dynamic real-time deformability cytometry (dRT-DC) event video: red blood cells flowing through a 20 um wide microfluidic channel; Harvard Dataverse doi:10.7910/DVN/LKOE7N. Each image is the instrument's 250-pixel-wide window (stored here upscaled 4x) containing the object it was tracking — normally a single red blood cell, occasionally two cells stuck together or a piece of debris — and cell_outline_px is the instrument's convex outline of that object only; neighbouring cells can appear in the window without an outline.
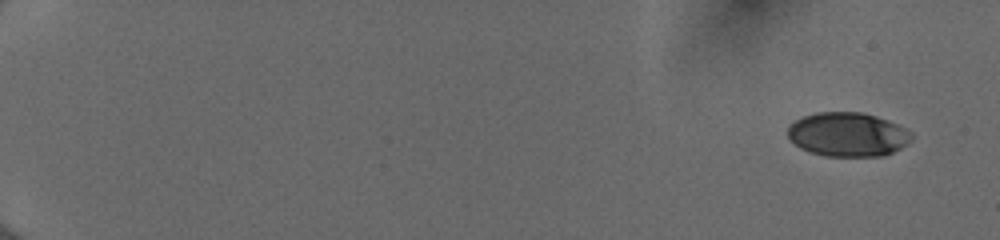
{"species": "human", "species_latin": "Homo sapiens", "temperature_condition": "cold", "stored_images_in_passage": 52, "camera_frame_rate_fps": 3000, "um_per_image_px": 0.085, "donor": {"sex": "female"}, "frame": {"image": 1, "passage_image": 1, "time_ms": 0.0, "image_size_px": [1000, 240], "cell_outline_px": [[912, 140], [908, 144], [884, 156], [824, 156], [800, 148], [788, 136], [788, 124], [804, 116], [816, 112], [864, 112], [888, 120], [912, 132]], "centroid_in_image_um": [72.07, 11.42], "position_along_channel_um": 12.9, "area_um2": 31.85}}
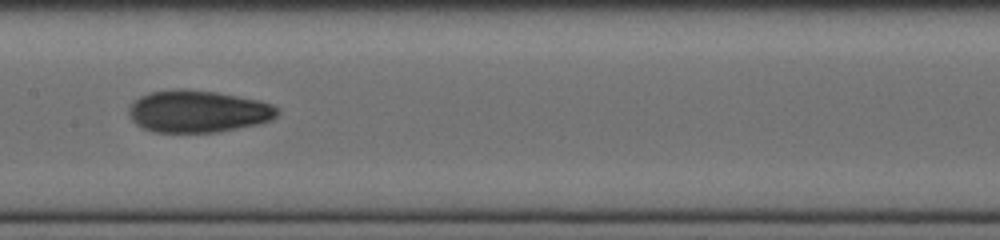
{"frame": {"image": 2, "passage_image": 29, "time_ms": 9.333, "image_size_px": [1000, 240], "cell_outline_px": [[280, 112], [272, 120], [260, 124], [216, 132], [152, 132], [136, 124], [132, 120], [128, 112], [128, 108], [140, 96], [148, 92], [176, 88], [188, 88], [216, 92], [260, 100], [272, 104], [280, 108]], "centroid_in_image_um": [16.85, 9.45], "position_along_channel_um": 190.5, "area_um2": 36.88}}
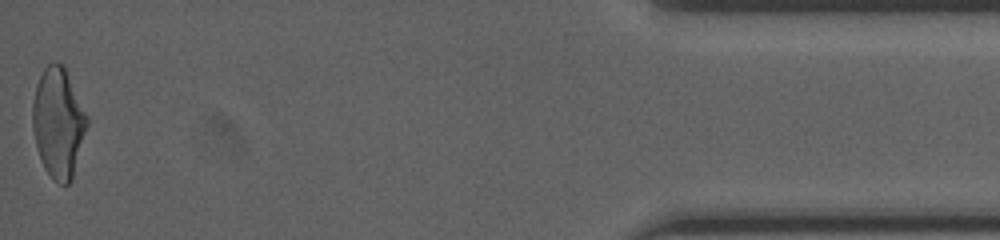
{"frame": {"image": 3, "passage_image": 52, "time_ms": 17.0, "image_size_px": [1000, 240], "cell_outline_px": [[88, 124], [72, 180], [64, 188], [52, 180], [44, 168], [40, 160], [36, 148], [32, 128], [32, 104], [36, 84], [44, 68], [48, 64], [64, 64], [88, 116]], "centroid_in_image_um": [4.95, 10.48], "position_along_channel_um": 430.3, "area_um2": 35.37}, "authors_computed_cell_mechanics": {"area_um2": 34.2176, "velocity_mm_per_s": 4.0201, "shape_relaxation_time_tau1_ms": 5.5788, "shape_relaxation_time_tau2_ms": 2.4239, "deformation_change_tau1": 0.1922, "deformation_change_tau2": 0.0767}}